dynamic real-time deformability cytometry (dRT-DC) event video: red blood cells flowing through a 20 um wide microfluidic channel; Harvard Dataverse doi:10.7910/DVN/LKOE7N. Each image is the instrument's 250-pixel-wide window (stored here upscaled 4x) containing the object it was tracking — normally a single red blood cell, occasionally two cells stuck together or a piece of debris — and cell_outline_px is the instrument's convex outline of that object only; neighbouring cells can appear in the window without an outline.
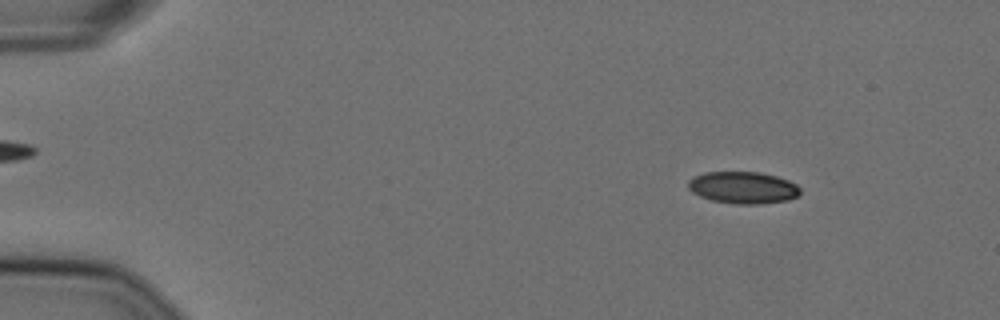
{"species": "Egyptian fruit bat (a non-hibernating species)", "species_latin": "Rousettus aegyptiacus", "temperature_condition": "cold", "stored_images_in_passage": 56, "camera_frame_rate_fps": 3000, "um_per_image_px": 0.085, "animal": {"sex": "female"}, "frame": {"image": 1, "passage_image": 7, "time_ms": 2.0, "image_size_px": [1000, 320], "cell_outline_px": [[800, 192], [796, 196], [788, 200], [760, 204], [736, 204], [712, 200], [700, 196], [692, 192], [688, 188], [688, 180], [704, 172], [760, 172], [776, 176], [788, 180], [796, 184], [800, 188]], "centroid_in_image_um": [63.15, 15.94], "position_along_channel_um": 21.8, "area_um2": 20.81}}
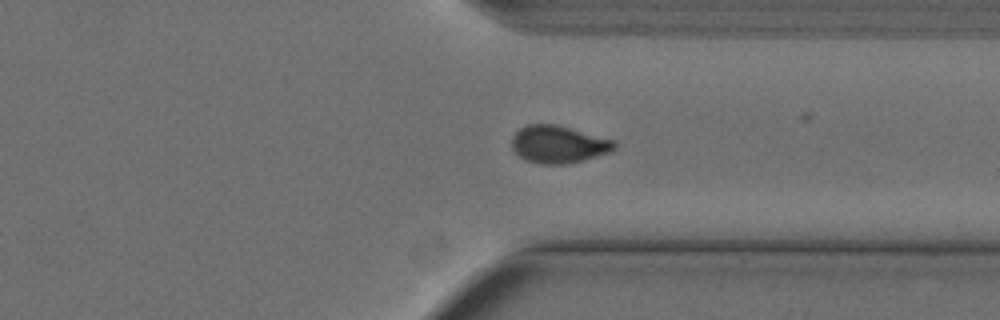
{"frame": {"image": 2, "passage_image": 43, "time_ms": 14.0, "image_size_px": [1000, 320], "cell_outline_px": [[616, 148], [612, 152], [564, 164], [540, 164], [528, 160], [520, 156], [512, 148], [512, 136], [520, 128], [528, 124], [556, 124], [616, 140]], "centroid_in_image_um": [47.49, 12.25], "position_along_channel_um": 363.9, "area_um2": 22.31}}
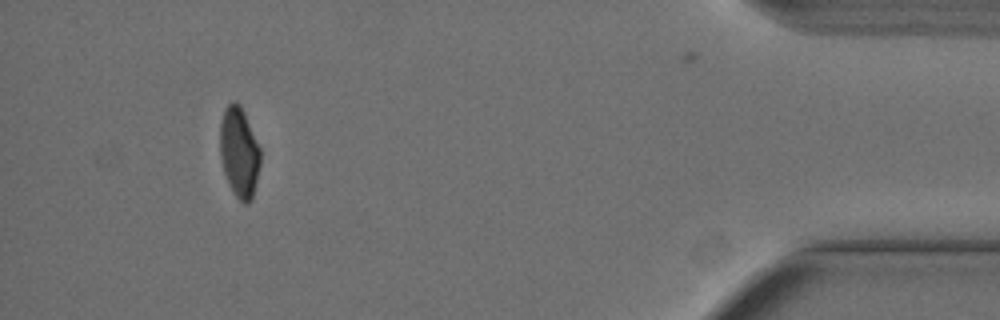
{"frame": {"image": 3, "passage_image": 52, "time_ms": 17.0, "image_size_px": [1000, 320], "cell_outline_px": [[260, 164], [252, 200], [248, 204], [244, 204], [236, 196], [228, 184], [224, 172], [220, 156], [220, 120], [224, 108], [232, 100], [236, 100], [240, 104], [244, 112], [260, 148]], "centroid_in_image_um": [20.32, 12.92], "position_along_channel_um": 414.9, "area_um2": 21.39}, "authors_computed_cell_mechanics": {"area_um2": 22.0218, "velocity_mm_per_s": 3.6266, "shape_relaxation_time_tau1_ms": null, "shape_relaxation_time_tau2_ms": 3.5589, "deformation_change_tau1": null, "deformation_change_tau2": 0.0513}}